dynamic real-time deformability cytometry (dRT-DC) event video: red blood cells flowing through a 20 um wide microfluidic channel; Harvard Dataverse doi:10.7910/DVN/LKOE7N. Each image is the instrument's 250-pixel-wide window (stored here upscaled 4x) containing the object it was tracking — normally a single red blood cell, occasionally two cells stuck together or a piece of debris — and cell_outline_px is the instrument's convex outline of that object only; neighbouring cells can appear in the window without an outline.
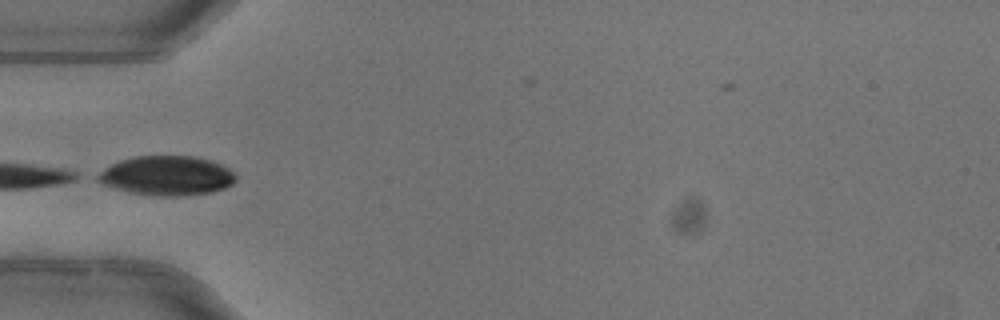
{"species": "common noctule bat (a hibernating species)", "species_latin": "Nyctalus noctula", "temperature_condition": "warm", "stored_images_in_passage": 6, "camera_frame_rate_fps": 3000, "um_per_image_px": 0.085, "animal": {"sex": "female"}, "frame": {"image": 1, "passage_image": 5, "time_ms": 1.333, "image_size_px": [1000, 320], "cell_outline_px": [[236, 180], [232, 184], [224, 188], [212, 192], [180, 196], [152, 196], [128, 192], [100, 184], [92, 180], [92, 176], [104, 168], [120, 160], [136, 156], [192, 156], [212, 160], [228, 168], [236, 176]], "centroid_in_image_um": [14.1, 14.94], "position_along_channel_um": 70.9, "area_um2": 32.19}}